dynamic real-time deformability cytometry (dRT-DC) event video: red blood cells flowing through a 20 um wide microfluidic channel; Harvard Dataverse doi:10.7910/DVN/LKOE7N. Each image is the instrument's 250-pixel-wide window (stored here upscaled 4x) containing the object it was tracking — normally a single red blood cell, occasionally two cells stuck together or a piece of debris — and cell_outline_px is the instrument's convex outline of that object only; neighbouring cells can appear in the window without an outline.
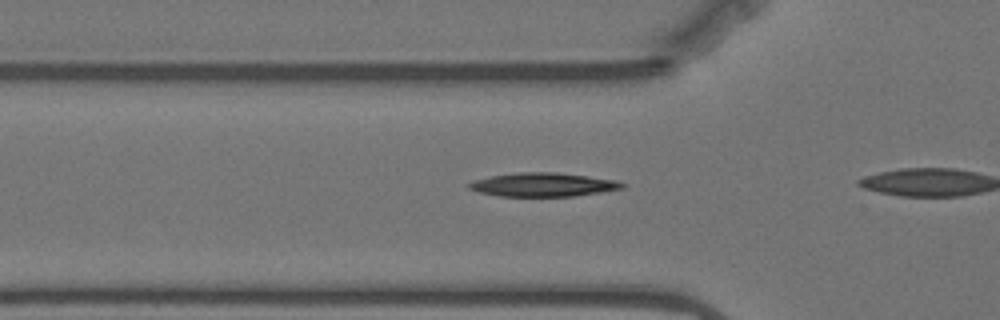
{"species": "Egyptian fruit bat (a non-hibernating species)", "species_latin": "Rousettus aegyptiacus", "temperature_condition": "warm", "stored_images_in_passage": 9, "camera_frame_rate_fps": 3000, "um_per_image_px": 0.085, "animal": {"sex": "female"}, "frame": {"image": 1, "passage_image": 4, "time_ms": 1.0, "image_size_px": [1000, 320], "cell_outline_px": [[628, 184], [624, 188], [600, 192], [572, 196], [500, 196], [480, 192], [468, 188], [468, 184], [476, 180], [492, 176], [520, 172], [556, 172], [588, 176], [616, 180]], "centroid_in_image_um": [46.22, 15.69], "position_along_channel_um": 79.6, "area_um2": 20.98}}
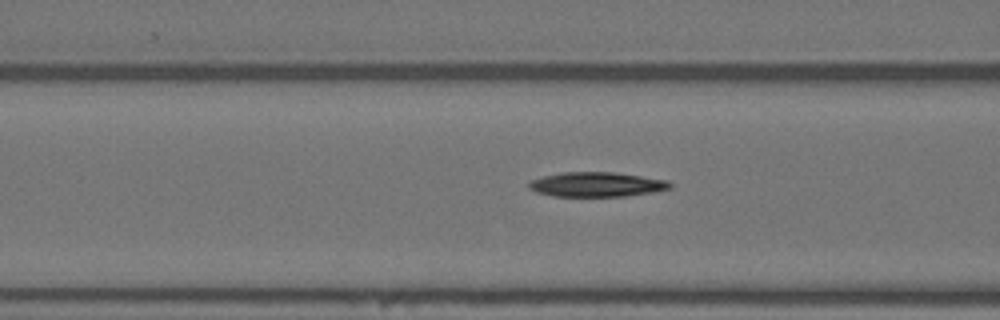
{"frame": {"image": 2, "passage_image": 7, "time_ms": 2.0, "image_size_px": [1000, 320], "cell_outline_px": [[672, 188], [652, 192], [624, 196], [552, 196], [536, 192], [528, 188], [528, 184], [532, 180], [544, 176], [560, 172], [612, 172], [668, 180], [672, 184]], "centroid_in_image_um": [50.7, 15.68], "position_along_channel_um": 115.9, "area_um2": 20.17}}